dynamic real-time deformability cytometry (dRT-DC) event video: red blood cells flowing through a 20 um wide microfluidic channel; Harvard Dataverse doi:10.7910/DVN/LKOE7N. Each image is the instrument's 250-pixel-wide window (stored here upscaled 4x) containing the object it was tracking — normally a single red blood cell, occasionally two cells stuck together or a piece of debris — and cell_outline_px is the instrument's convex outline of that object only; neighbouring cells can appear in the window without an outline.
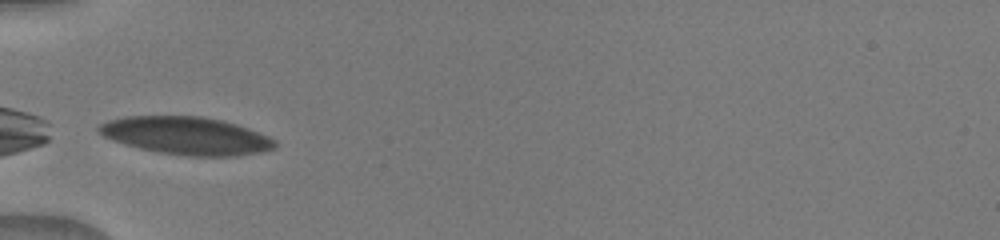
{"species": "human", "species_latin": "Homo sapiens", "temperature_condition": "warm", "stored_images_in_passage": 6, "camera_frame_rate_fps": 3000, "um_per_image_px": 0.085, "donor": {"sex": "male"}, "frame": {"image": 1, "passage_image": 2, "time_ms": 1.333, "image_size_px": [1000, 240], "cell_outline_px": [[276, 148], [260, 152], [236, 156], [188, 156], [160, 152], [140, 148], [124, 144], [112, 140], [96, 132], [96, 128], [100, 124], [108, 120], [124, 116], [200, 116], [224, 120], [248, 128], [268, 136], [276, 140]], "centroid_in_image_um": [15.82, 11.53], "position_along_channel_um": 69.2, "area_um2": 38.84}}
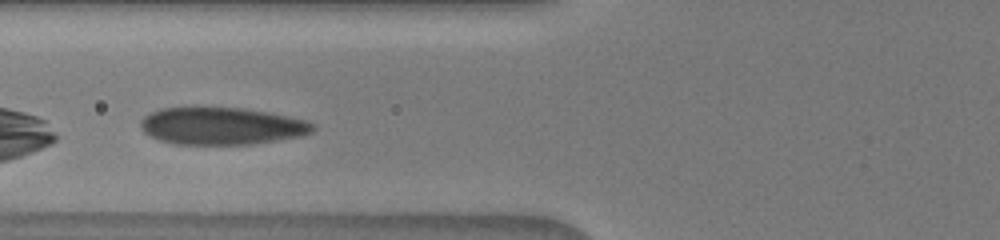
{"frame": {"image": 2, "passage_image": 4, "time_ms": 2.333, "image_size_px": [1000, 240], "cell_outline_px": [[316, 128], [312, 132], [300, 136], [252, 144], [172, 144], [160, 140], [144, 132], [140, 128], [140, 120], [148, 112], [160, 108], [200, 104], [244, 108], [268, 112], [308, 120], [316, 124]], "centroid_in_image_um": [18.79, 10.66], "position_along_channel_um": 107.0, "area_um2": 38.73}}